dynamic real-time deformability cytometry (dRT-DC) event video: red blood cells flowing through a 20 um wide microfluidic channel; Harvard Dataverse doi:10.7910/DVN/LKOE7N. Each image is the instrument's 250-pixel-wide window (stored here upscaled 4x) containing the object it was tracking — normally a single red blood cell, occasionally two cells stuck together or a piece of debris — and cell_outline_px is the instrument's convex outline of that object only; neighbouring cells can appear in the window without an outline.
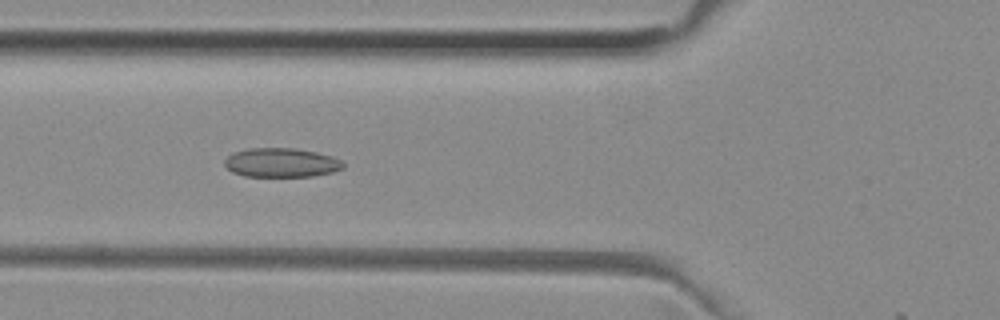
{"species": "common noctule bat (a hibernating species)", "species_latin": "Nyctalus noctula", "temperature_condition": "room temperature", "stored_images_in_passage": 42, "camera_frame_rate_fps": 3000, "um_per_image_px": 0.085, "animal": {"sex": "female", "body_mass_g": 29.2, "forearm_length_mm": 56.3}, "frame": {"image": 1, "passage_image": 9, "time_ms": 2.667, "image_size_px": [1000, 320], "cell_outline_px": [[344, 168], [332, 172], [312, 176], [244, 176], [232, 172], [224, 164], [224, 160], [232, 152], [248, 148], [296, 148], [316, 152], [332, 156], [340, 160], [344, 164]], "centroid_in_image_um": [23.89, 13.81], "position_along_channel_um": 101.9, "area_um2": 20.17}}
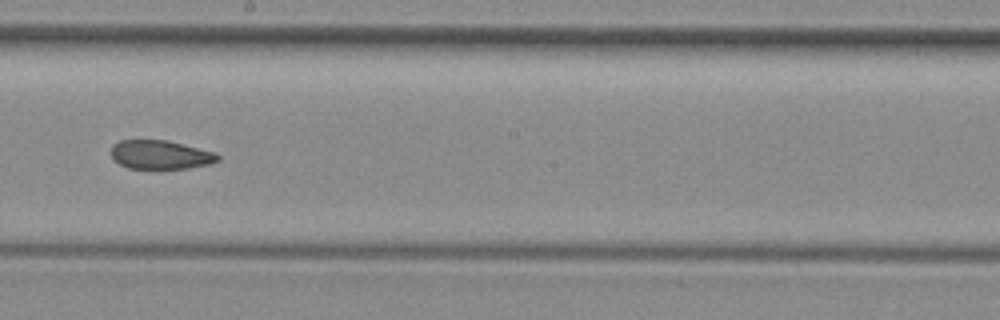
{"frame": {"image": 2, "passage_image": 19, "time_ms": 6.0, "image_size_px": [1000, 320], "cell_outline_px": [[220, 160], [208, 164], [188, 168], [128, 168], [112, 160], [112, 144], [120, 140], [168, 140], [216, 152], [220, 156]], "centroid_in_image_um": [13.64, 13.14], "position_along_channel_um": 234.6, "area_um2": 17.98}}
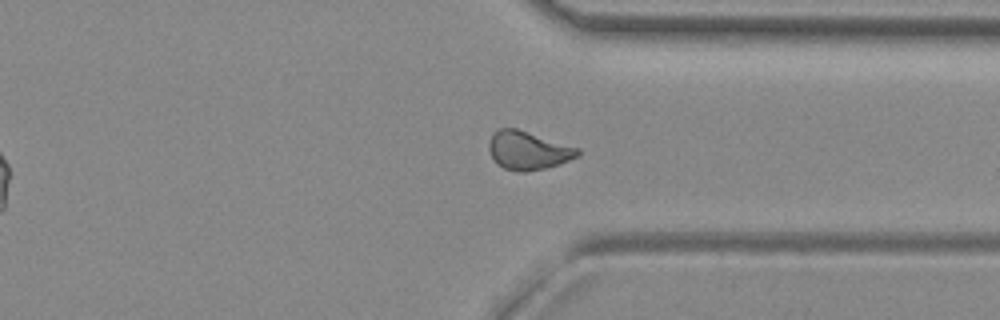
{"frame": {"image": 3, "passage_image": 29, "time_ms": 9.333, "image_size_px": [1000, 320], "cell_outline_px": [[580, 156], [544, 168], [524, 172], [520, 172], [504, 168], [496, 164], [488, 148], [488, 144], [492, 132], [500, 128], [516, 128], [580, 148]], "centroid_in_image_um": [44.86, 12.77], "position_along_channel_um": 366.5, "area_um2": 19.83}, "authors_computed_cell_mechanics": {"area_um2": 19.5075, "velocity_mm_per_s": 3.9835, "shape_relaxation_time_tau1_ms": null, "shape_relaxation_time_tau2_ms": 2.3811, "deformation_change_tau1": null, "deformation_change_tau2": 0.088}}